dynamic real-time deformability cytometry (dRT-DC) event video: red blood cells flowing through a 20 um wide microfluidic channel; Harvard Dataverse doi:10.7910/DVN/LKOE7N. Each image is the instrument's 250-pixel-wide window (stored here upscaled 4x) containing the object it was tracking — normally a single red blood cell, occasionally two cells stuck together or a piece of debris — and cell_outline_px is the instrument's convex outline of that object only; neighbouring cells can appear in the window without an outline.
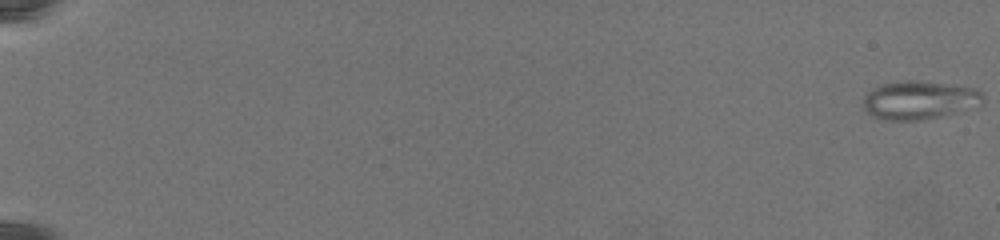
{"species": "common noctule bat (a hibernating species)", "species_latin": "Nyctalus noctula", "temperature_condition": "warm", "stored_images_in_passage": 80, "camera_frame_rate_fps": 3000, "um_per_image_px": 0.085, "animal": {"sex": "female", "body_mass_g": 19.5, "forearm_length_mm": 54.1}, "frame": {"image": 1, "passage_image": 1, "time_ms": 0.0, "image_size_px": [1000, 240], "cell_outline_px": [[984, 100], [980, 104], [940, 116], [924, 120], [888, 120], [872, 116], [864, 108], [864, 96], [872, 88], [880, 84], [900, 80], [912, 80], [976, 88], [984, 96]], "centroid_in_image_um": [78.09, 8.5], "position_along_channel_um": 6.9, "area_um2": 26.47}}
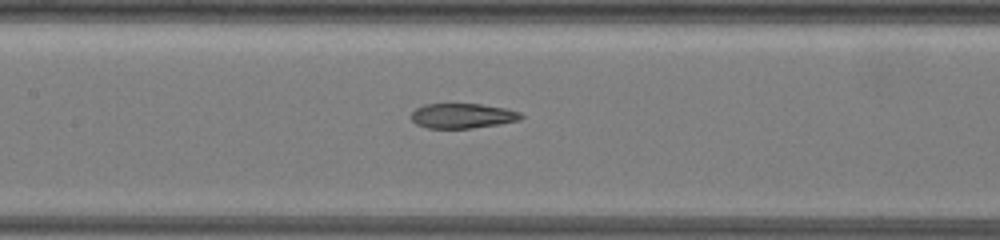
{"frame": {"image": 2, "passage_image": 43, "time_ms": 14.0, "image_size_px": [1000, 240], "cell_outline_px": [[524, 116], [520, 120], [500, 124], [472, 128], [428, 128], [416, 124], [412, 120], [412, 112], [416, 108], [424, 104], [480, 104], [504, 108], [520, 112]], "centroid_in_image_um": [39.32, 9.85], "position_along_channel_um": 168.1, "area_um2": 15.9}}
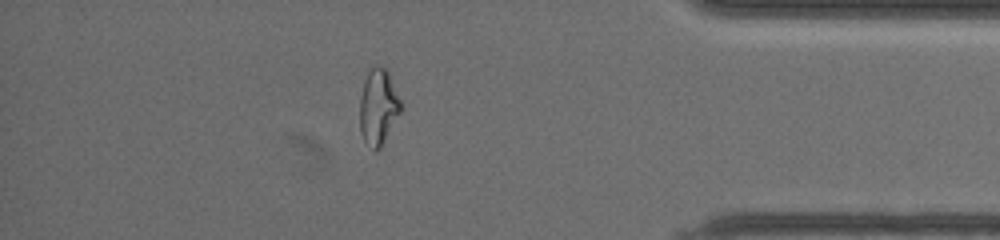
{"frame": {"image": 3, "passage_image": 71, "time_ms": 23.333, "image_size_px": [1000, 240], "cell_outline_px": [[400, 112], [380, 148], [376, 152], [364, 140], [360, 132], [360, 96], [364, 80], [372, 64], [380, 64], [388, 72], [400, 100]], "centroid_in_image_um": [32.12, 9.05], "position_along_channel_um": 403.1, "area_um2": 17.92}}